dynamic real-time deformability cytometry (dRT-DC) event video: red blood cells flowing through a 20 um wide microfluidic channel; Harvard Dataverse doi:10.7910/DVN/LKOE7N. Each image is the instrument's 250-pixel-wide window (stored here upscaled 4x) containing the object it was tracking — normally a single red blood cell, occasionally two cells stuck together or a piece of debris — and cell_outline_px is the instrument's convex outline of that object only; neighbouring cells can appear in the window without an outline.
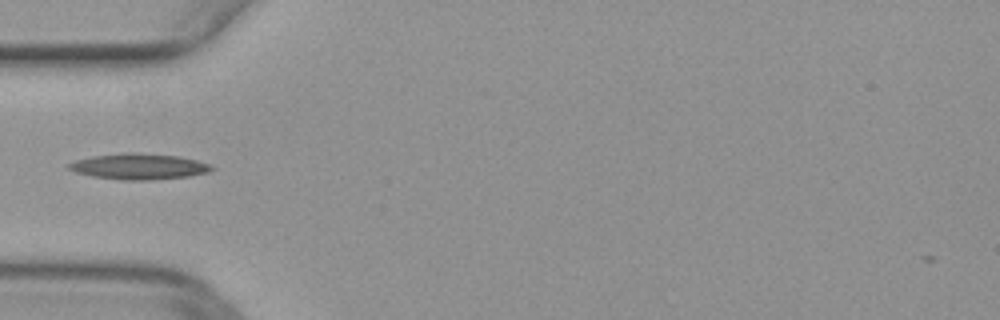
{"species": "common noctule bat (a hibernating species)", "species_latin": "Nyctalus noctula", "temperature_condition": "warm", "stored_images_in_passage": 36, "camera_frame_rate_fps": 3000, "um_per_image_px": 0.085, "animal": {"sex": "female", "body_mass_g": 29.2, "forearm_length_mm": 56.3}, "frame": {"image": 1, "passage_image": 2, "time_ms": 0.333, "image_size_px": [1000, 320], "cell_outline_px": [[216, 168], [208, 172], [188, 176], [148, 180], [120, 180], [92, 176], [76, 172], [68, 168], [68, 164], [76, 160], [92, 156], [128, 152], [136, 152], [180, 156], [196, 160], [208, 164]], "centroid_in_image_um": [11.81, 14.14], "position_along_channel_um": 73.2, "area_um2": 21.44}}
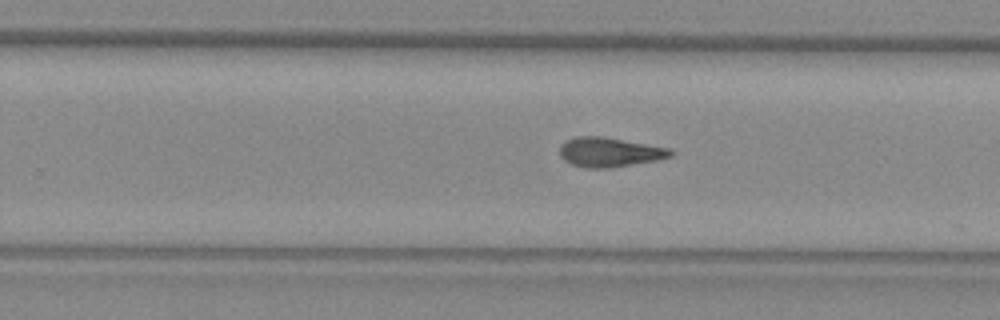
{"frame": {"image": 2, "passage_image": 17, "time_ms": 5.333, "image_size_px": [1000, 320], "cell_outline_px": [[676, 152], [672, 156], [656, 160], [608, 168], [588, 168], [572, 164], [564, 160], [560, 156], [560, 144], [576, 136], [600, 136], [672, 148]], "centroid_in_image_um": [51.83, 12.93], "position_along_channel_um": 278.0, "area_um2": 19.02}}
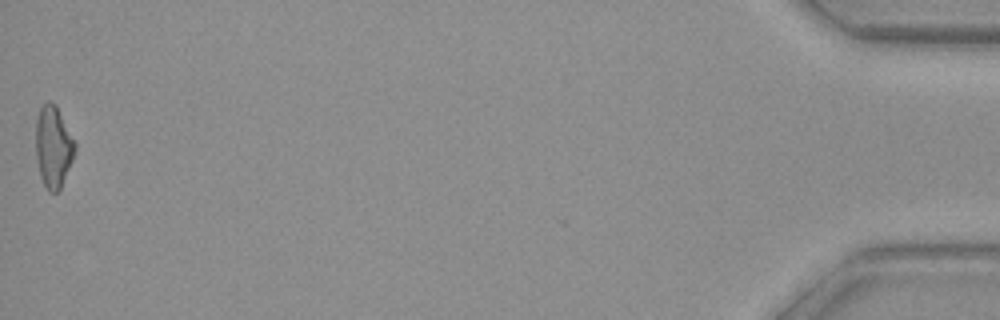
{"frame": {"image": 3, "passage_image": 36, "time_ms": 11.667, "image_size_px": [1000, 320], "cell_outline_px": [[76, 148], [72, 160], [60, 188], [56, 192], [48, 192], [40, 176], [36, 156], [36, 116], [40, 108], [48, 100], [52, 100], [56, 104], [76, 144]], "centroid_in_image_um": [4.52, 12.43], "position_along_channel_um": 430.7, "area_um2": 18.55}}